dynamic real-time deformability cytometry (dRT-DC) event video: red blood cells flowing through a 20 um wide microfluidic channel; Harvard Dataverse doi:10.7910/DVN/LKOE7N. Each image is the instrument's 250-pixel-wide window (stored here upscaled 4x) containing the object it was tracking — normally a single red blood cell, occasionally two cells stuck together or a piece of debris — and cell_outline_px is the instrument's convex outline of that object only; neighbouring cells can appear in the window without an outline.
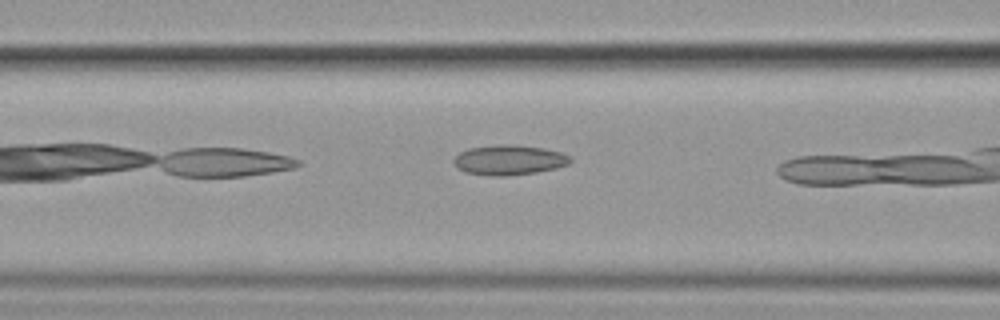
{"species": "common noctule bat (a hibernating species)", "species_latin": "Nyctalus noctula", "temperature_condition": "cold", "stored_images_in_passage": 7, "camera_frame_rate_fps": 3000, "um_per_image_px": 0.085, "animal": {"sex": "female", "body_mass_g": 19.9}, "frame": {"image": 1, "passage_image": 6, "time_ms": 1.667, "image_size_px": [1000, 320], "cell_outline_px": [[572, 160], [568, 164], [556, 168], [536, 172], [504, 176], [492, 176], [464, 172], [456, 168], [452, 160], [460, 152], [468, 148], [500, 144], [504, 144], [544, 148], [560, 152], [568, 156]], "centroid_in_image_um": [43.22, 13.6], "position_along_channel_um": 123.4, "area_um2": 20.29}}